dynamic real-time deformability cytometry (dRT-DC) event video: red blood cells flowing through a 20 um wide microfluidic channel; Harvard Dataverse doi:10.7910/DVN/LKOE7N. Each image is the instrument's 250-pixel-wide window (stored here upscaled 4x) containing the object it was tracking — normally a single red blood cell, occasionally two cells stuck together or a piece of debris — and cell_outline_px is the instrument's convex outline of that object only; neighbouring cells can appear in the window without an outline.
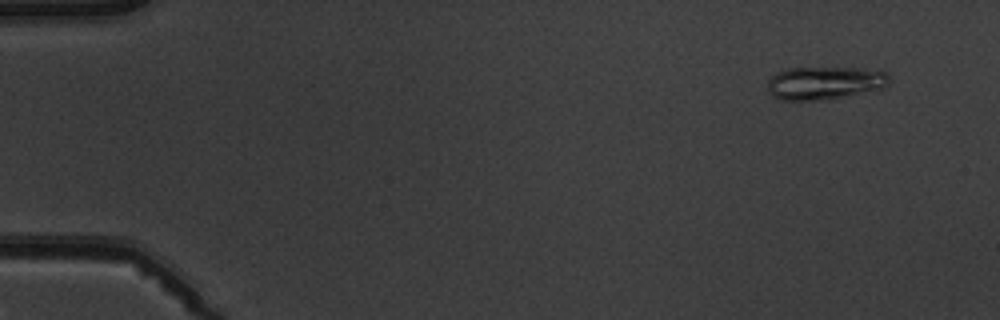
{"species": "common noctule bat (a hibernating species)", "species_latin": "Nyctalus noctula", "temperature_condition": "warm", "stored_images_in_passage": 6, "camera_frame_rate_fps": 3000, "um_per_image_px": 0.085, "animal": {"sex": "male", "body_mass_g": 19.5, "forearm_length_mm": 54.6}, "frame": {"image": 1, "passage_image": 1, "time_ms": 0.0, "image_size_px": [1000, 320], "cell_outline_px": [[892, 80], [884, 88], [872, 92], [828, 100], [780, 100], [772, 96], [768, 92], [768, 80], [776, 72], [788, 68], [860, 68], [888, 72]], "centroid_in_image_um": [70.16, 7.07], "position_along_channel_um": 14.8, "area_um2": 24.04}}
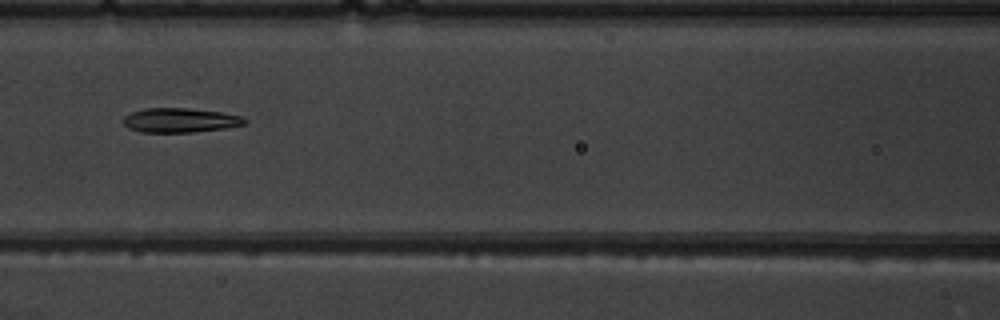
{"frame": {"image": 2, "passage_image": 6, "time_ms": 6.667, "image_size_px": [1000, 320], "cell_outline_px": [[248, 120], [244, 124], [224, 128], [192, 132], [140, 132], [128, 128], [120, 120], [124, 116], [132, 112], [144, 108], [188, 108], [220, 112], [240, 116]], "centroid_in_image_um": [15.24, 10.22], "position_along_channel_um": 151.4, "area_um2": 17.22}}